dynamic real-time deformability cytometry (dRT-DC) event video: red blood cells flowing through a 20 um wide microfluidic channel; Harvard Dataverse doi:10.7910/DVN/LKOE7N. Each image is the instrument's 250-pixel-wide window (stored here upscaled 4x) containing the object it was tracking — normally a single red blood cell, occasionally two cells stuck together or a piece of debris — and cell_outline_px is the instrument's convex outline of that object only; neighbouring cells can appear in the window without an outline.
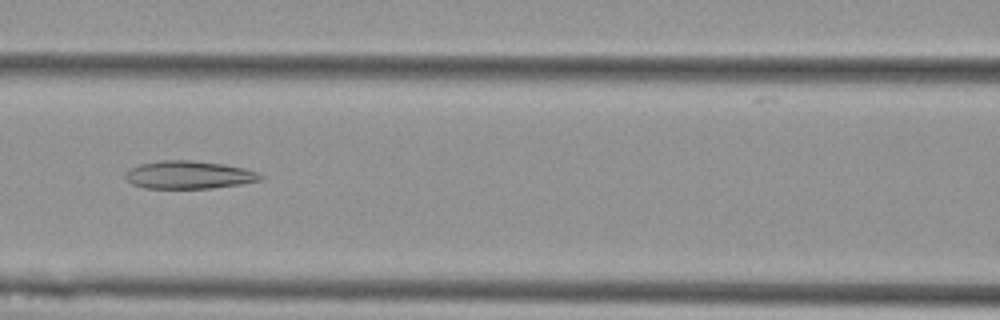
{"species": "Egyptian fruit bat (a non-hibernating species)", "species_latin": "Rousettus aegyptiacus", "temperature_condition": "cold", "stored_images_in_passage": 34, "camera_frame_rate_fps": 3000, "um_per_image_px": 0.085, "animal": {"sex": "female"}, "frame": {"image": 1, "passage_image": 9, "time_ms": 2.667, "image_size_px": [1000, 320], "cell_outline_px": [[264, 176], [260, 180], [244, 184], [212, 188], [144, 188], [132, 184], [124, 176], [124, 172], [140, 164], [160, 160], [192, 160], [224, 164], [244, 168], [256, 172]], "centroid_in_image_um": [16.06, 14.86], "position_along_channel_um": 150.5, "area_um2": 22.02}}
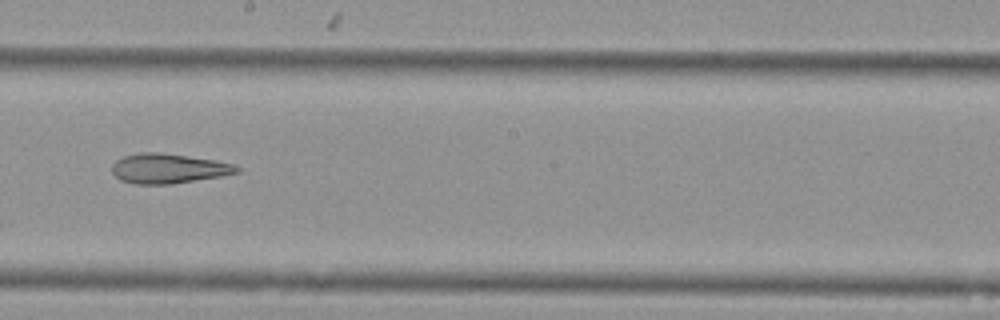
{"frame": {"image": 2, "passage_image": 16, "time_ms": 5.0, "image_size_px": [1000, 320], "cell_outline_px": [[240, 172], [220, 176], [172, 184], [132, 184], [120, 180], [112, 172], [112, 164], [116, 160], [124, 156], [140, 152], [160, 152], [216, 160], [236, 164], [240, 168]], "centroid_in_image_um": [14.32, 14.32], "position_along_channel_um": 233.9, "area_um2": 21.79}}
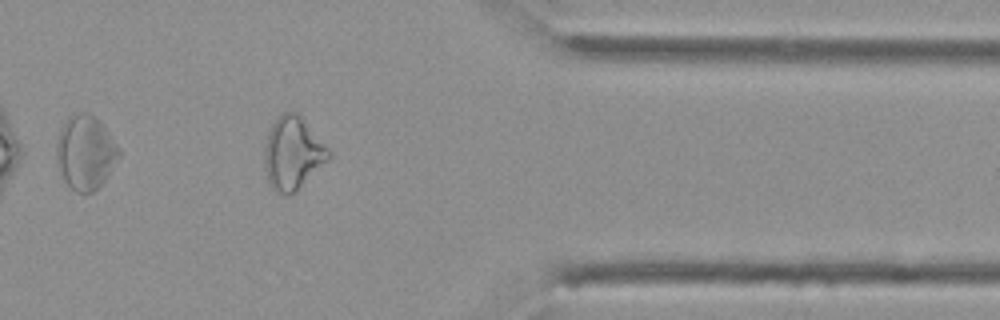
{"frame": {"image": 3, "passage_image": 30, "time_ms": 9.667, "image_size_px": [1000, 320], "cell_outline_px": [[332, 156], [328, 160], [288, 196], [276, 192], [272, 188], [268, 180], [264, 160], [264, 148], [268, 132], [272, 124], [284, 112], [296, 112], [300, 116], [332, 152]], "centroid_in_image_um": [24.87, 13.01], "position_along_channel_um": 386.5, "area_um2": 26.59}}